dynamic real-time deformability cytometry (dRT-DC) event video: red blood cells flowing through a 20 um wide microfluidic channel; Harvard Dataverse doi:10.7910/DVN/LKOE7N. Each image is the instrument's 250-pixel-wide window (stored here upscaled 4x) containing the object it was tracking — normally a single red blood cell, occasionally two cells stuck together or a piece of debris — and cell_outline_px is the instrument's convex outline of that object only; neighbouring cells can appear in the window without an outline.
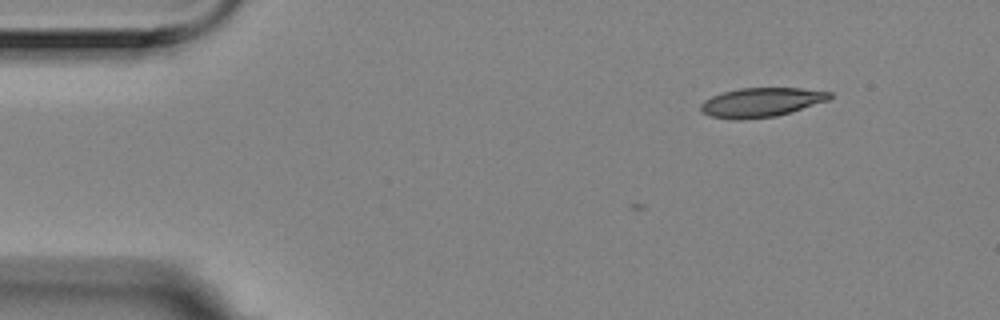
{"species": "Egyptian fruit bat (a non-hibernating species)", "species_latin": "Rousettus aegyptiacus", "temperature_condition": "room temperature", "stored_images_in_passage": 6, "camera_frame_rate_fps": 3000, "um_per_image_px": 0.085, "animal": {"sex": "female"}, "frame": {"image": 1, "passage_image": 2, "time_ms": 0.333, "image_size_px": [1000, 320], "cell_outline_px": [[832, 96], [828, 100], [776, 116], [740, 120], [736, 120], [712, 116], [704, 112], [700, 108], [700, 104], [704, 100], [712, 96], [724, 92], [740, 88], [800, 88], [832, 92]], "centroid_in_image_um": [64.7, 8.69], "position_along_channel_um": 20.3, "area_um2": 21.68}}
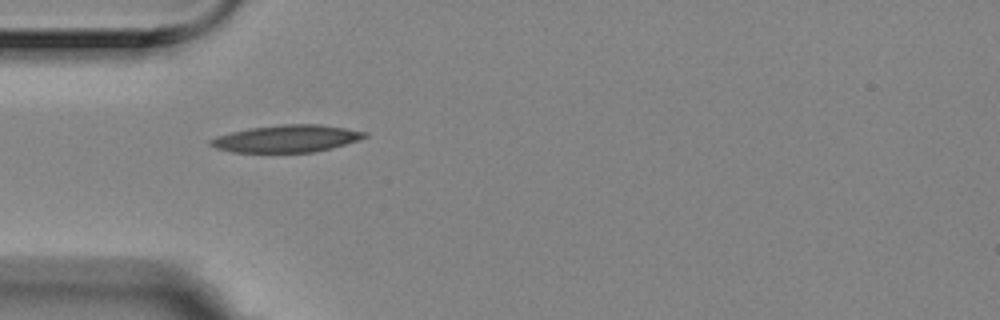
{"frame": {"image": 2, "passage_image": 5, "time_ms": 1.333, "image_size_px": [1000, 320], "cell_outline_px": [[368, 136], [360, 140], [332, 148], [316, 152], [232, 152], [216, 148], [208, 144], [208, 140], [216, 136], [248, 128], [280, 124], [320, 124], [368, 132]], "centroid_in_image_um": [24.37, 11.78], "position_along_channel_um": 60.6, "area_um2": 24.62}}
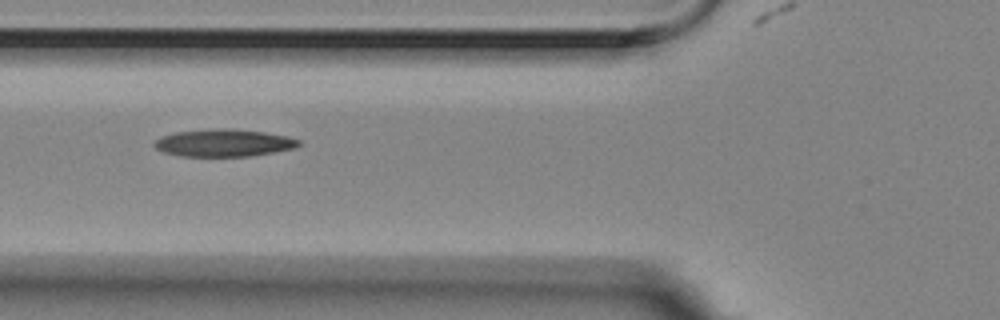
{"frame": {"image": 3, "passage_image": 6, "time_ms": 1.667, "image_size_px": [1000, 320], "cell_outline_px": [[300, 144], [296, 148], [248, 156], [180, 156], [164, 152], [156, 148], [152, 144], [160, 136], [176, 132], [208, 128], [232, 128], [264, 132], [288, 136], [300, 140]], "centroid_in_image_um": [19.0, 12.13], "position_along_channel_um": 106.8, "area_um2": 23.18}}